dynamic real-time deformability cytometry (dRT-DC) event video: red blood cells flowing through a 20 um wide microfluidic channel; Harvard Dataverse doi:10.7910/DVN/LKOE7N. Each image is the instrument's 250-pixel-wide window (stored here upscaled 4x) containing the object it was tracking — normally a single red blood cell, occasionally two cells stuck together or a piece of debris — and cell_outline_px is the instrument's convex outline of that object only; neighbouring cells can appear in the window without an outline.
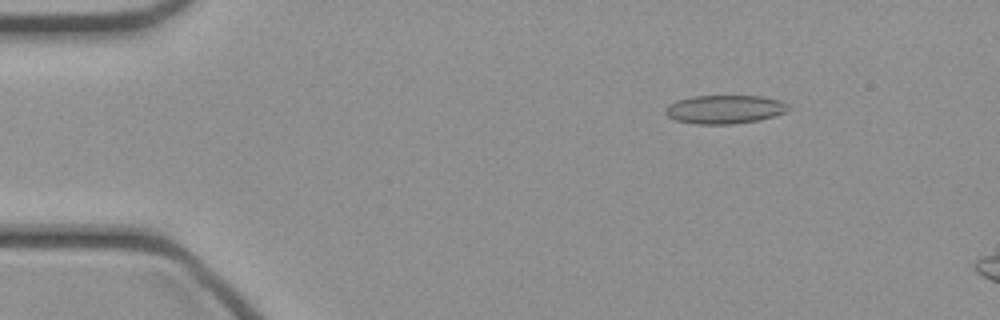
{"species": "common noctule bat (a hibernating species)", "species_latin": "Nyctalus noctula", "temperature_condition": "cold", "stored_images_in_passage": 12, "camera_frame_rate_fps": 3000, "um_per_image_px": 0.085, "animal": {"sex": "female", "body_mass_g": 21.9}, "frame": {"image": 1, "passage_image": 7, "time_ms": 2.0, "image_size_px": [1000, 320], "cell_outline_px": [[792, 108], [784, 112], [760, 120], [732, 124], [696, 124], [676, 120], [668, 116], [664, 112], [664, 108], [668, 104], [676, 100], [692, 96], [764, 96], [780, 100], [788, 104]], "centroid_in_image_um": [61.59, 9.29], "position_along_channel_um": 23.4, "area_um2": 20.63}}